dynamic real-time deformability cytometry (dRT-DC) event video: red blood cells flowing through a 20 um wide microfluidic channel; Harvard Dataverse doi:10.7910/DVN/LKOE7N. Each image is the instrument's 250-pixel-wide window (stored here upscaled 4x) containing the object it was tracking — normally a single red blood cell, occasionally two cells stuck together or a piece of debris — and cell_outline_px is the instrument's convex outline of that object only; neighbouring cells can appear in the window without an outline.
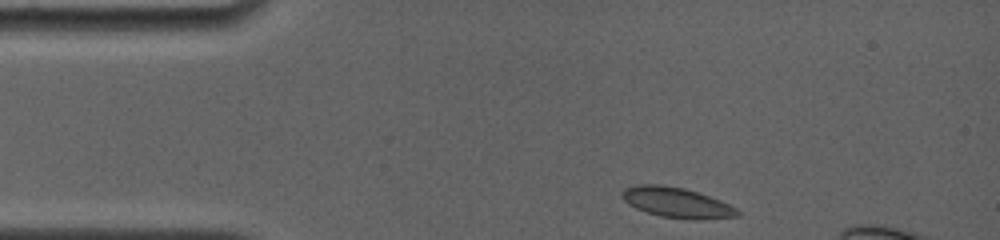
{"species": "common noctule bat (a hibernating species)", "species_latin": "Nyctalus noctula", "temperature_condition": "room temperature", "stored_images_in_passage": 6, "camera_frame_rate_fps": 4000, "um_per_image_px": 0.085, "animal": {"sex": "female", "body_mass_g": 19.0, "forearm_length_mm": 56.7}, "frame": {"image": 1, "passage_image": 1, "time_ms": 0.0, "image_size_px": [1000, 240], "cell_outline_px": [[740, 216], [700, 220], [692, 220], [660, 216], [636, 208], [628, 204], [620, 196], [620, 192], [624, 188], [636, 184], [660, 184], [684, 188], [720, 200], [736, 208], [740, 212]], "centroid_in_image_um": [57.5, 17.22], "position_along_channel_um": 27.5, "area_um2": 20.46}}